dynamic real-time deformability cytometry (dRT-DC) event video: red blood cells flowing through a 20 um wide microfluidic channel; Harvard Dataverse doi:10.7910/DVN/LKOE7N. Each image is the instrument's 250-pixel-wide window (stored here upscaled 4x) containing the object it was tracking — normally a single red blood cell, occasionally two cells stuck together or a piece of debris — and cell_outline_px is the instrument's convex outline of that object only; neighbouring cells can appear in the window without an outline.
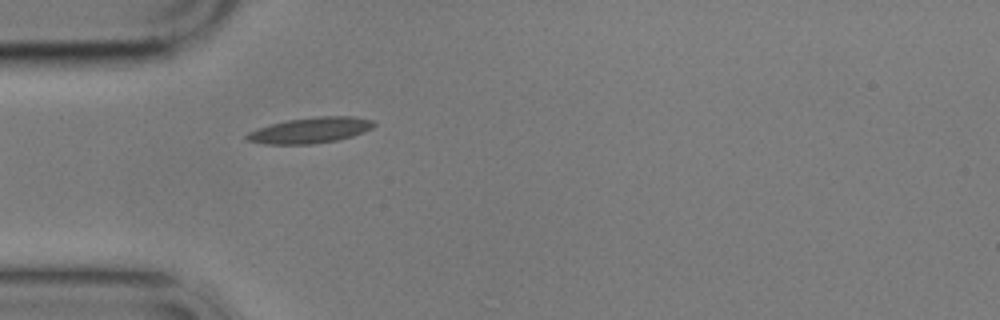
{"species": "common noctule bat (a hibernating species)", "species_latin": "Nyctalus noctula", "temperature_condition": "cold", "stored_images_in_passage": 1, "camera_frame_rate_fps": 3000, "um_per_image_px": 0.085, "animal": {"sex": "male", "body_mass_g": 17.9}, "frame": {"image": 1, "passage_image": 1, "time_ms": 0.0, "image_size_px": [1000, 320], "cell_outline_px": [[376, 124], [372, 128], [352, 136], [336, 140], [312, 144], [264, 144], [248, 140], [244, 136], [248, 132], [272, 124], [288, 120], [320, 116], [352, 116], [372, 120]], "centroid_in_image_um": [26.39, 11.07], "position_along_channel_um": 58.6, "area_um2": 18.79}}